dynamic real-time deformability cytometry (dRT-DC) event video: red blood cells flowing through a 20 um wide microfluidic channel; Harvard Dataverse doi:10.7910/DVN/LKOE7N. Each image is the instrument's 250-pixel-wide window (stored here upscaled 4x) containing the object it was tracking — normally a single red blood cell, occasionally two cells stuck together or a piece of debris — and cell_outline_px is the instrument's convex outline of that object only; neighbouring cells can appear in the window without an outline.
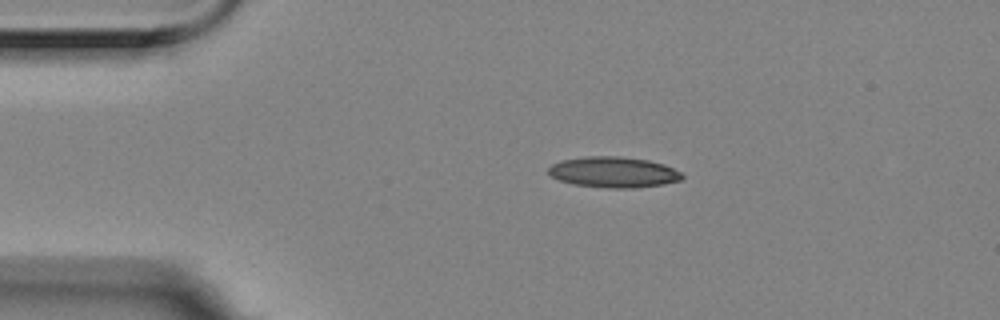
{"species": "Egyptian fruit bat (a non-hibernating species)", "species_latin": "Rousettus aegyptiacus", "temperature_condition": "room temperature", "stored_images_in_passage": 3, "camera_frame_rate_fps": 3000, "um_per_image_px": 0.085, "animal": {"sex": "female"}, "frame": {"image": 1, "passage_image": 2, "time_ms": 0.333, "image_size_px": [1000, 320], "cell_outline_px": [[684, 176], [680, 180], [664, 184], [632, 188], [608, 188], [572, 184], [560, 180], [552, 176], [548, 172], [548, 168], [552, 164], [564, 160], [584, 156], [620, 156], [648, 160], [664, 164], [680, 172]], "centroid_in_image_um": [52.15, 14.63], "position_along_channel_um": 32.9, "area_um2": 23.87}}